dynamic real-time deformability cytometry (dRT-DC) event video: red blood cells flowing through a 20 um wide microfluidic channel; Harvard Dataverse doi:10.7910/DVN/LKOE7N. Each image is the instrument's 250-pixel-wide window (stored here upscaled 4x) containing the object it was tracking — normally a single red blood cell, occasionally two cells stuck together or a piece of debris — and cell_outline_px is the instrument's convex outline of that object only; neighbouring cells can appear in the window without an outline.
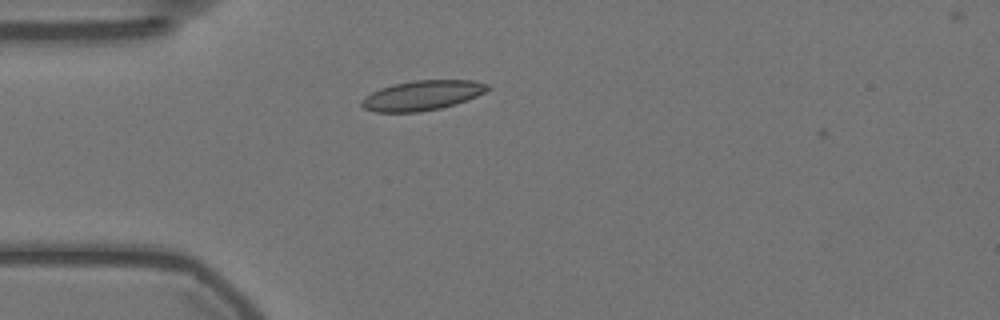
{"species": "Egyptian fruit bat (a non-hibernating species)", "species_latin": "Rousettus aegyptiacus", "temperature_condition": "warm", "stored_images_in_passage": 9, "camera_frame_rate_fps": 3000, "um_per_image_px": 0.085, "animal": {"sex": "female"}, "frame": {"image": 1, "passage_image": 7, "time_ms": 2.0, "image_size_px": [1000, 320], "cell_outline_px": [[492, 88], [476, 96], [456, 104], [440, 108], [420, 112], [376, 112], [364, 108], [360, 104], [360, 100], [364, 96], [380, 88], [392, 84], [416, 80], [472, 80], [488, 84]], "centroid_in_image_um": [35.87, 8.11], "position_along_channel_um": 49.1, "area_um2": 21.96}}